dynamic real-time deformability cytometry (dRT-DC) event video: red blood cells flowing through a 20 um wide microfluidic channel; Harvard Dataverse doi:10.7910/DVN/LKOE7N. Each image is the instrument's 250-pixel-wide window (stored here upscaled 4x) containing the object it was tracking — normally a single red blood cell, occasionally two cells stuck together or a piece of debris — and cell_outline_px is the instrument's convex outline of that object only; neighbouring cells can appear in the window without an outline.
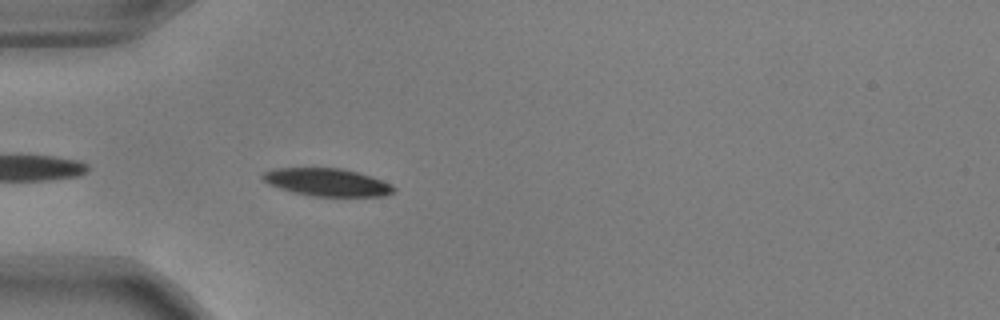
{"species": "common noctule bat (a hibernating species)", "species_latin": "Nyctalus noctula", "temperature_condition": "warm", "stored_images_in_passage": 36, "camera_frame_rate_fps": 3000, "um_per_image_px": 0.085, "animal": {"sex": "male", "body_mass_g": 17.9, "forearm_length_mm": 54.2}, "frame": {"image": 1, "passage_image": 3, "time_ms": 0.667, "image_size_px": [1000, 320], "cell_outline_px": [[396, 192], [384, 196], [312, 196], [292, 192], [268, 184], [260, 176], [264, 172], [276, 168], [340, 168], [356, 172], [392, 184], [396, 188]], "centroid_in_image_um": [27.8, 15.5], "position_along_channel_um": 57.2, "area_um2": 21.04}}
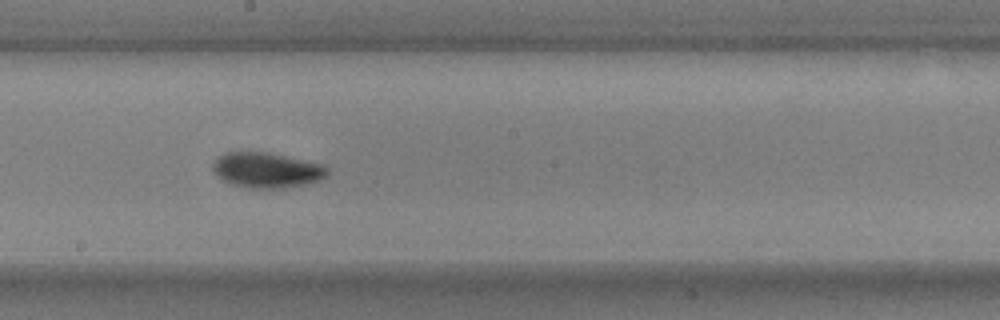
{"frame": {"image": 2, "passage_image": 17, "time_ms": 5.333, "image_size_px": [1000, 320], "cell_outline_px": [[328, 172], [320, 180], [308, 184], [284, 188], [248, 188], [232, 184], [220, 180], [212, 172], [212, 164], [216, 156], [228, 152], [268, 152], [320, 164], [328, 168]], "centroid_in_image_um": [22.6, 14.47], "position_along_channel_um": 225.6, "area_um2": 23.7}}
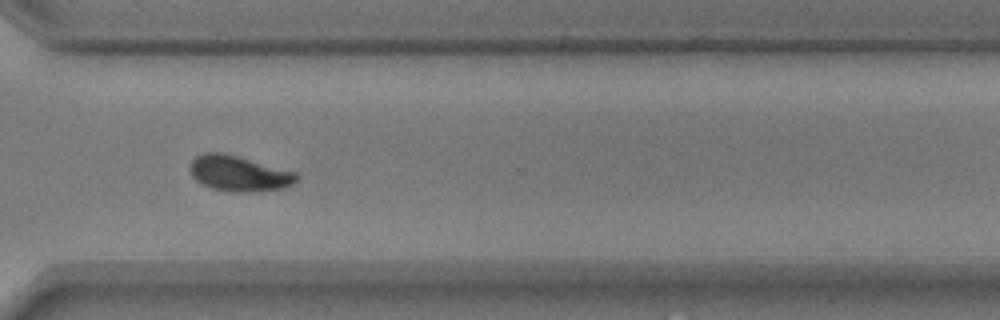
{"frame": {"image": 3, "passage_image": 27, "time_ms": 8.667, "image_size_px": [1000, 320], "cell_outline_px": [[300, 176], [292, 184], [284, 188], [248, 192], [232, 192], [212, 188], [196, 180], [192, 176], [188, 168], [188, 164], [196, 156], [204, 152], [220, 152], [236, 156], [296, 172]], "centroid_in_image_um": [20.28, 14.74], "position_along_channel_um": 350.3, "area_um2": 21.96}, "authors_computed_cell_mechanics": {"area_um2": 21.9351, "velocity_mm_per_s": 3.7442, "shape_relaxation_time_tau1_ms": 1.7591, "shape_relaxation_time_tau2_ms": null, "deformation_change_tau1": 0.1449, "deformation_change_tau2": null}}